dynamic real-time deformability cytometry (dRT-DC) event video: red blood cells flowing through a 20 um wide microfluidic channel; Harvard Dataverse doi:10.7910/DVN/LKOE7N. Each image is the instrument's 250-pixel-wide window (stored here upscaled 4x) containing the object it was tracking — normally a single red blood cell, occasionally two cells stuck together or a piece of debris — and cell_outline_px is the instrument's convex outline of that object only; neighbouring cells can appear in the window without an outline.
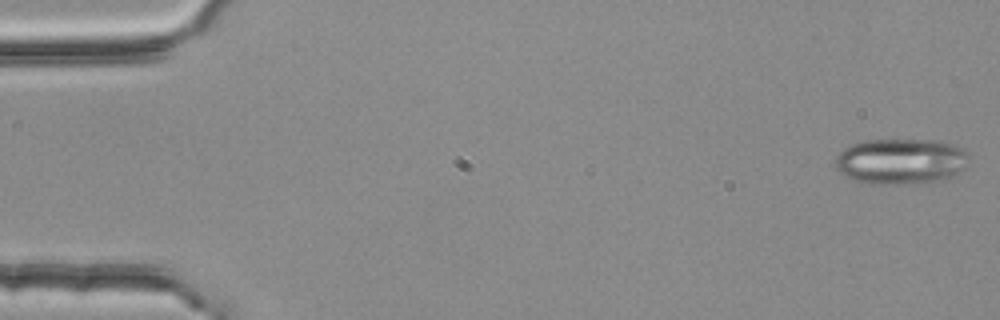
{"species": "common noctule bat (a hibernating species)", "species_latin": "Nyctalus noctula", "temperature_condition": "room temperature", "stored_images_in_passage": 54, "camera_frame_rate_fps": 3000, "um_per_image_px": 0.085, "animal": {"sex": "female", "body_mass_g": 25.1}, "frame": {"image": 1, "passage_image": 1, "time_ms": 0.0, "image_size_px": [1000, 320], "cell_outline_px": [[968, 156], [964, 168], [952, 176], [936, 180], [888, 184], [868, 184], [856, 180], [840, 172], [836, 168], [836, 156], [844, 148], [852, 144], [864, 140], [940, 140], [952, 144], [960, 148]], "centroid_in_image_um": [76.53, 13.69], "position_along_channel_um": 8.5, "area_um2": 34.97}}
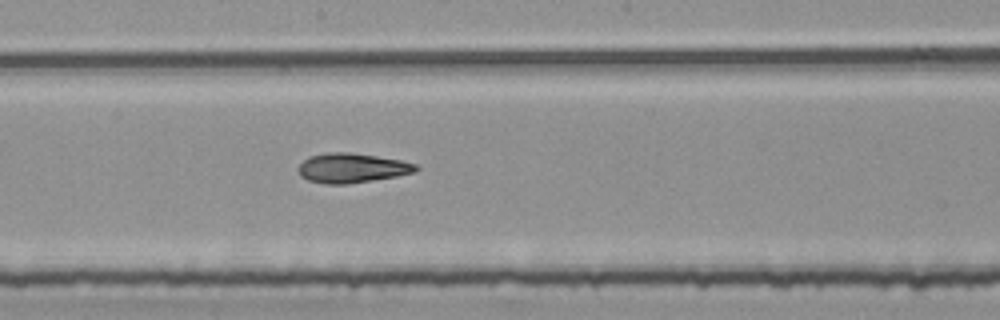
{"frame": {"image": 2, "passage_image": 29, "time_ms": 9.333, "image_size_px": [1000, 320], "cell_outline_px": [[420, 168], [416, 172], [396, 176], [348, 184], [324, 184], [308, 180], [300, 176], [300, 164], [308, 156], [328, 152], [348, 152], [376, 156], [400, 160], [416, 164]], "centroid_in_image_um": [29.92, 14.28], "position_along_channel_um": 218.3, "area_um2": 20.17}}
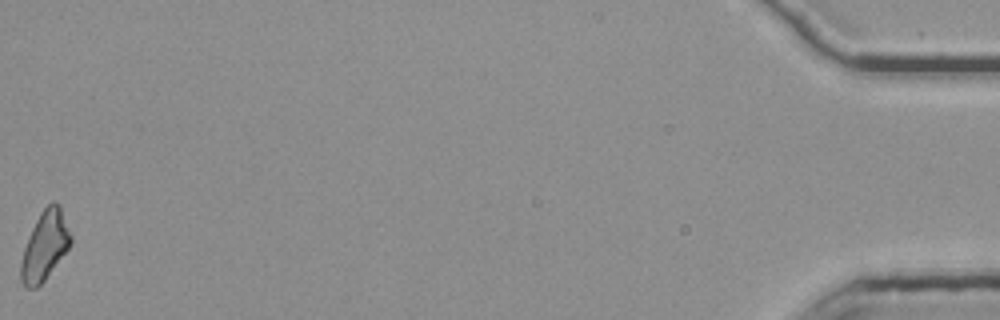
{"frame": {"image": 3, "passage_image": 54, "time_ms": 17.667, "image_size_px": [1000, 320], "cell_outline_px": [[72, 244], [44, 280], [36, 288], [24, 288], [20, 280], [20, 264], [24, 248], [28, 236], [40, 212], [52, 200], [60, 204], [72, 236]], "centroid_in_image_um": [3.81, 20.88], "position_along_channel_um": 431.4, "area_um2": 20.17}, "authors_computed_cell_mechanics": {"area_um2": 20.1433, "velocity_mm_per_s": 3.7982, "shape_relaxation_time_tau1_ms": 8.9133, "shape_relaxation_time_tau2_ms": 3.8102, "deformation_change_tau1": 0.1956, "deformation_change_tau2": 0.1381}}